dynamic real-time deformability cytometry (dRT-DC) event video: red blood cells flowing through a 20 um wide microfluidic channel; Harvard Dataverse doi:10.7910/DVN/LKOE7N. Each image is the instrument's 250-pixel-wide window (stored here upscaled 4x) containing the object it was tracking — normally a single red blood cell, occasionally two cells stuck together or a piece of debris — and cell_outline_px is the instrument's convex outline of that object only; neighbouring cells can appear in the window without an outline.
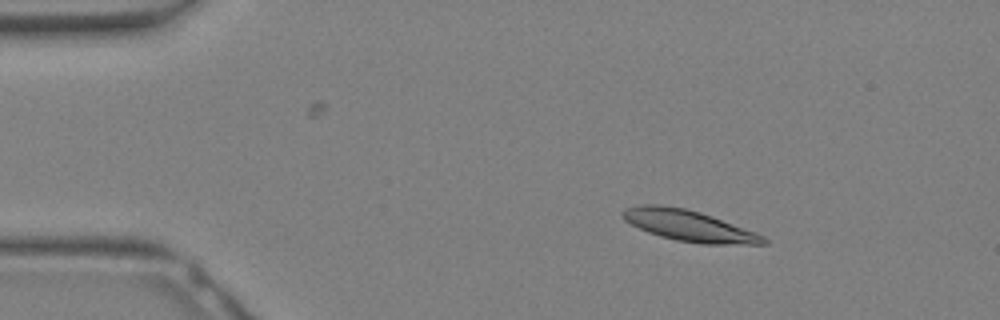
{"species": "Egyptian fruit bat (a non-hibernating species)", "species_latin": "Rousettus aegyptiacus", "temperature_condition": "warm", "stored_images_in_passage": 31, "camera_frame_rate_fps": 3000, "um_per_image_px": 0.085, "animal": {"sex": "female"}, "frame": {"image": 1, "passage_image": 4, "time_ms": 1.0, "image_size_px": [1000, 320], "cell_outline_px": [[768, 244], [700, 244], [676, 240], [660, 236], [648, 232], [624, 220], [620, 216], [624, 208], [640, 204], [660, 204], [684, 208], [700, 212], [712, 216], [756, 232], [764, 236], [768, 240]], "centroid_in_image_um": [58.54, 19.18], "position_along_channel_um": 26.5, "area_um2": 25.55}}
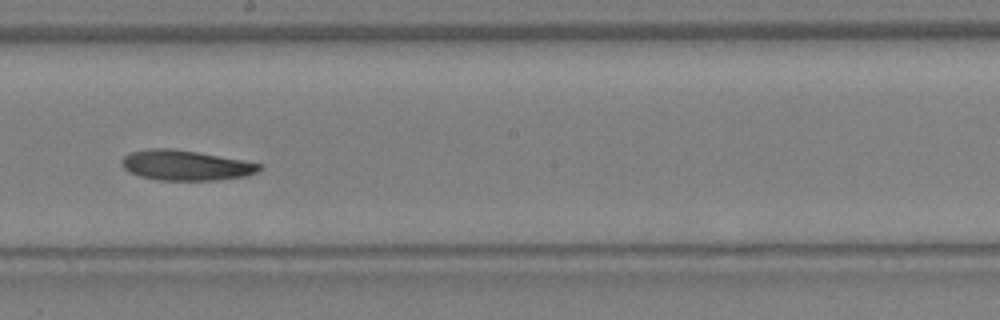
{"frame": {"image": 2, "passage_image": 17, "time_ms": 5.333, "image_size_px": [1000, 320], "cell_outline_px": [[264, 168], [256, 172], [244, 176], [216, 180], [156, 180], [140, 176], [124, 168], [120, 160], [128, 152], [148, 148], [172, 148], [244, 160], [264, 164]], "centroid_in_image_um": [15.79, 14.04], "position_along_channel_um": 232.4, "area_um2": 24.28}}
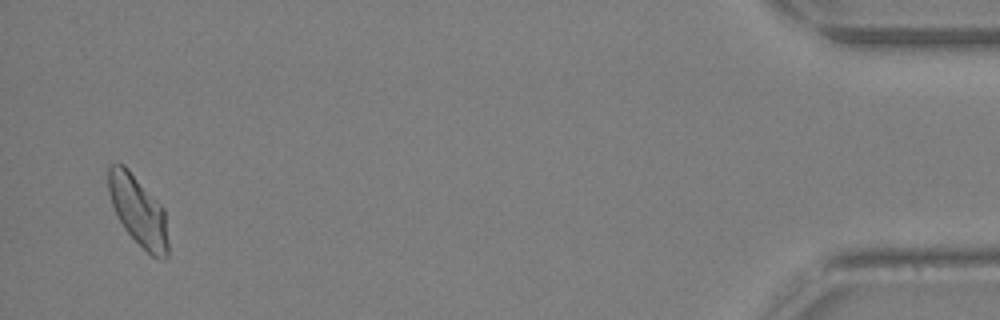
{"frame": {"image": 3, "passage_image": 30, "time_ms": 9.667, "image_size_px": [1000, 320], "cell_outline_px": [[168, 256], [164, 260], [156, 260], [124, 228], [112, 204], [108, 192], [108, 164], [124, 164], [128, 168], [164, 208], [168, 244]], "centroid_in_image_um": [11.76, 17.92], "position_along_channel_um": 423.4, "area_um2": 24.16}}